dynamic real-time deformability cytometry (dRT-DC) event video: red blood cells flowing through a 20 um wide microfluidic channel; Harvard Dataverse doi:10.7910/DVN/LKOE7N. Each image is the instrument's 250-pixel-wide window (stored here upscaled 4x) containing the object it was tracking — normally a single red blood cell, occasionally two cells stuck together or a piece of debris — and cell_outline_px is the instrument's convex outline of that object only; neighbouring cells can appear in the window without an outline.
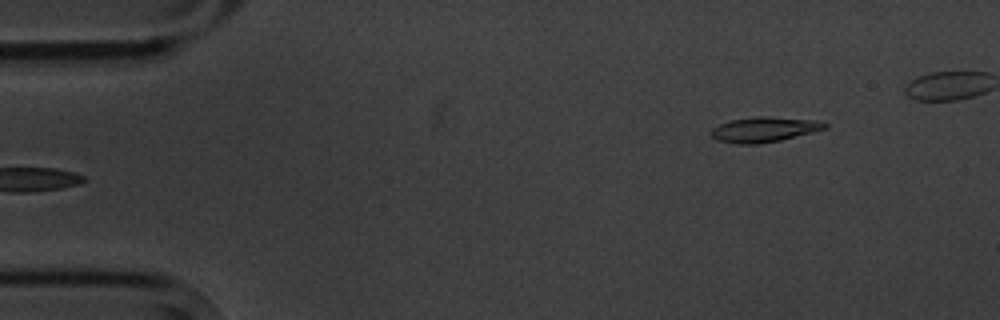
{"species": "common noctule bat (a hibernating species)", "species_latin": "Nyctalus noctula", "temperature_condition": "cold", "stored_images_in_passage": 5, "camera_frame_rate_fps": 3000, "um_per_image_px": 0.085, "animal": {"sex": "male", "body_mass_g": 20.1, "forearm_length_mm": 53.5}, "frame": {"image": 1, "passage_image": 5, "time_ms": 5.667, "image_size_px": [1000, 320], "cell_outline_px": [[828, 128], [780, 140], [760, 144], [736, 144], [716, 140], [712, 136], [712, 128], [720, 124], [732, 120], [760, 116], [764, 116], [816, 120], [828, 124]], "centroid_in_image_um": [64.96, 11.01], "position_along_channel_um": 20.0, "area_um2": 16.47}}